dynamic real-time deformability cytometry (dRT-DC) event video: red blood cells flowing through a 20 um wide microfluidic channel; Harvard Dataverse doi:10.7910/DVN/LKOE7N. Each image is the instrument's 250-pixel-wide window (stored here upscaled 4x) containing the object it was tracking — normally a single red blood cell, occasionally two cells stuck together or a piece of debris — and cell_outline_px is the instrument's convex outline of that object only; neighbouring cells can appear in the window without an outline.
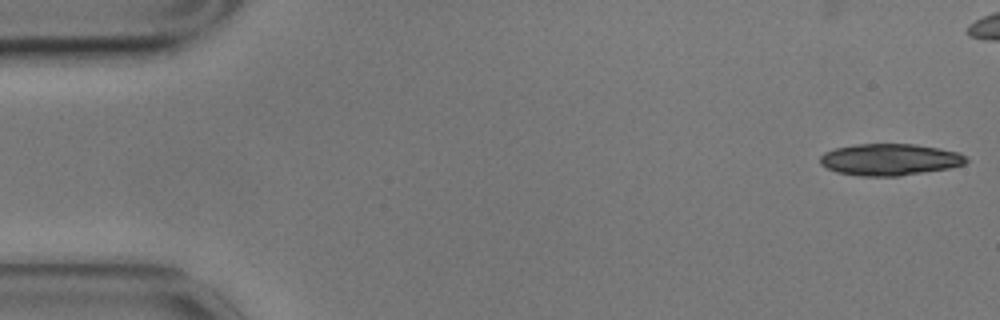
{"species": "common noctule bat (a hibernating species)", "species_latin": "Nyctalus noctula", "temperature_condition": "cold", "stored_images_in_passage": 16, "camera_frame_rate_fps": 3000, "um_per_image_px": 0.085, "animal": {"sex": "male", "body_mass_g": 17.9}, "frame": {"image": 1, "passage_image": 1, "time_ms": 0.0, "image_size_px": [1000, 320], "cell_outline_px": [[968, 160], [964, 164], [948, 168], [900, 176], [860, 176], [836, 172], [820, 164], [820, 156], [824, 152], [836, 148], [856, 144], [916, 144], [940, 148], [960, 152]], "centroid_in_image_um": [75.62, 13.56], "position_along_channel_um": 9.4, "area_um2": 26.99}}